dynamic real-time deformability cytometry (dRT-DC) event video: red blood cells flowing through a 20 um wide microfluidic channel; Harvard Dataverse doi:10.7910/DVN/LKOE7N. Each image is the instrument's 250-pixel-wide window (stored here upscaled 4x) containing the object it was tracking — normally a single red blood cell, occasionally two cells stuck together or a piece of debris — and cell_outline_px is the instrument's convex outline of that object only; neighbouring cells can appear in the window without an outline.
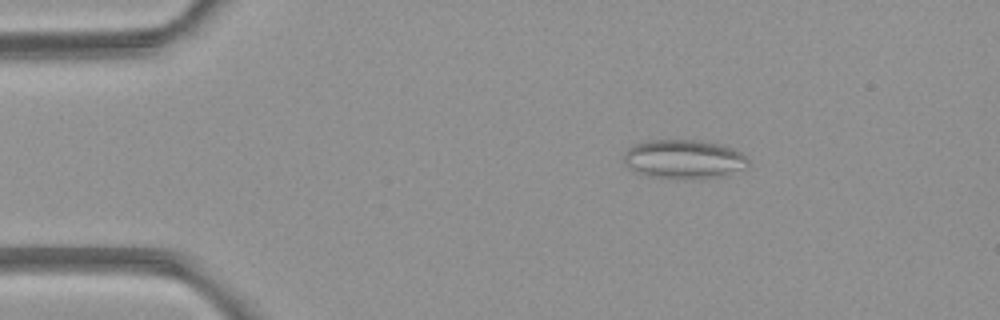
{"species": "common noctule bat (a hibernating species)", "species_latin": "Nyctalus noctula", "temperature_condition": "room temperature", "stored_images_in_passage": 3, "camera_frame_rate_fps": 3000, "um_per_image_px": 0.085, "animal": {"sex": "female", "body_mass_g": 21.9}, "frame": {"image": 1, "passage_image": 2, "time_ms": 1.0, "image_size_px": [1000, 320], "cell_outline_px": [[748, 164], [744, 168], [724, 176], [696, 180], [676, 180], [648, 176], [632, 172], [628, 168], [624, 160], [624, 152], [628, 148], [636, 144], [648, 140], [700, 140], [720, 144], [732, 148], [740, 152], [748, 160]], "centroid_in_image_um": [58.1, 13.56], "position_along_channel_um": 26.9, "area_um2": 28.9}}